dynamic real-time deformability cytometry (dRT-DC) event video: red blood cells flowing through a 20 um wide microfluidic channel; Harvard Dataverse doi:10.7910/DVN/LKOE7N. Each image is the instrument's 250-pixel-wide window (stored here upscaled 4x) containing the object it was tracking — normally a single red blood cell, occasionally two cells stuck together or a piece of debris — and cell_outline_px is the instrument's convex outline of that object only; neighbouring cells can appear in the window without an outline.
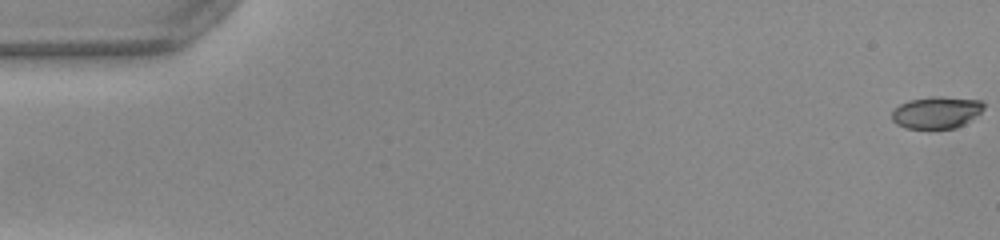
{"species": "common noctule bat (a hibernating species)", "species_latin": "Nyctalus noctula", "temperature_condition": "warm", "stored_images_in_passage": 29, "camera_frame_rate_fps": 3000, "um_per_image_px": 0.085, "animal": {"sex": "female", "body_mass_g": 22.0, "forearm_length_mm": 56.7}, "frame": {"image": 1, "passage_image": 1, "time_ms": 0.0, "image_size_px": [1000, 240], "cell_outline_px": [[984, 108], [980, 112], [964, 124], [956, 128], [908, 128], [896, 124], [892, 120], [892, 112], [900, 104], [908, 100], [932, 96], [936, 96], [980, 100], [984, 104]], "centroid_in_image_um": [79.59, 9.55], "position_along_channel_um": 5.4, "area_um2": 16.94}}
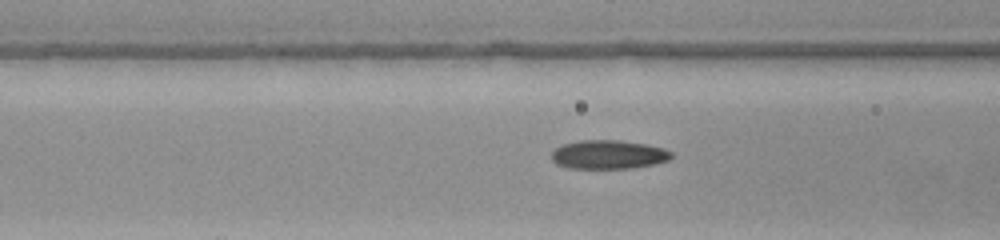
{"frame": {"image": 2, "passage_image": 21, "time_ms": 6.667, "image_size_px": [1000, 240], "cell_outline_px": [[672, 156], [668, 160], [652, 164], [628, 168], [568, 168], [556, 164], [552, 160], [552, 152], [556, 148], [564, 144], [576, 140], [620, 140], [648, 144], [664, 148], [672, 152]], "centroid_in_image_um": [51.71, 13.12], "position_along_channel_um": 114.9, "area_um2": 20.11}}
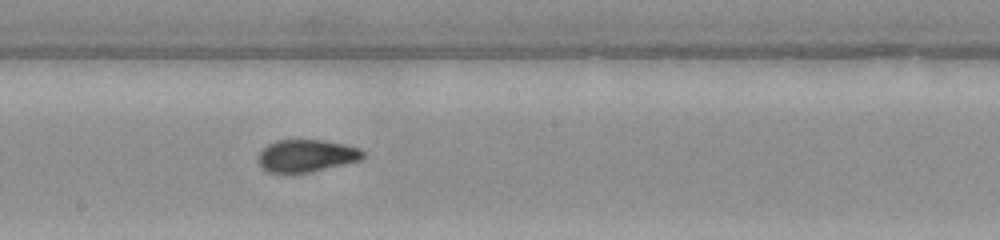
{"frame": {"image": 3, "passage_image": 29, "time_ms": 9.333, "image_size_px": [1000, 240], "cell_outline_px": [[364, 156], [360, 160], [312, 172], [268, 172], [256, 160], [260, 152], [268, 144], [276, 140], [324, 140], [344, 144], [360, 148], [364, 152]], "centroid_in_image_um": [26.05, 13.23], "position_along_channel_um": 222.1, "area_um2": 19.65}}